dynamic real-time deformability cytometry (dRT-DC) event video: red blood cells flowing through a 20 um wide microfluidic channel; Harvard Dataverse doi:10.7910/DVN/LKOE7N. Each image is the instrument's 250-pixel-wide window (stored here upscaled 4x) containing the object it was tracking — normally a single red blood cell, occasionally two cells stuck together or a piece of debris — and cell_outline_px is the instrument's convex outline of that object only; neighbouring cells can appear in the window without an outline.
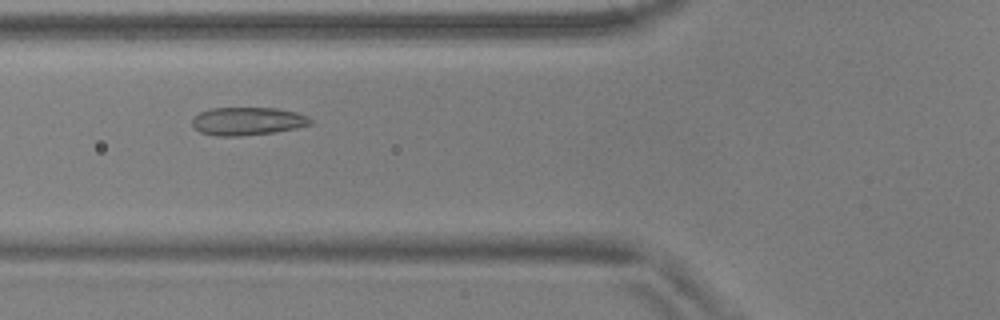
{"species": "common noctule bat (a hibernating species)", "species_latin": "Nyctalus noctula", "temperature_condition": "warm", "stored_images_in_passage": 22, "camera_frame_rate_fps": 3000, "um_per_image_px": 0.085, "animal": {"sex": "male", "body_mass_g": 17.9, "forearm_length_mm": 54.2}, "frame": {"image": 1, "passage_image": 10, "time_ms": 3.0, "image_size_px": [1000, 320], "cell_outline_px": [[312, 124], [296, 128], [276, 132], [240, 136], [216, 136], [200, 132], [192, 124], [192, 120], [200, 112], [212, 108], [276, 108], [296, 112], [308, 116], [312, 120]], "centroid_in_image_um": [21.07, 10.3], "position_along_channel_um": 104.7, "area_um2": 19.31}}
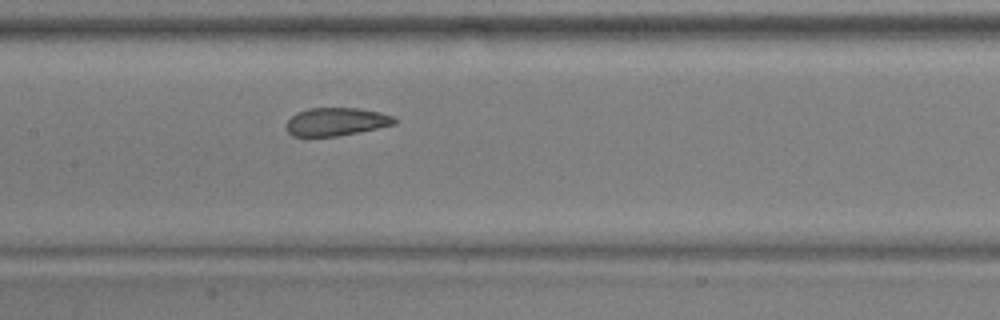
{"frame": {"image": 2, "passage_image": 16, "time_ms": 5.0, "image_size_px": [1000, 320], "cell_outline_px": [[396, 124], [336, 136], [292, 136], [288, 132], [288, 120], [296, 112], [308, 108], [356, 108], [380, 112], [392, 116], [396, 120]], "centroid_in_image_um": [28.56, 10.33], "position_along_channel_um": 178.8, "area_um2": 17.4}}
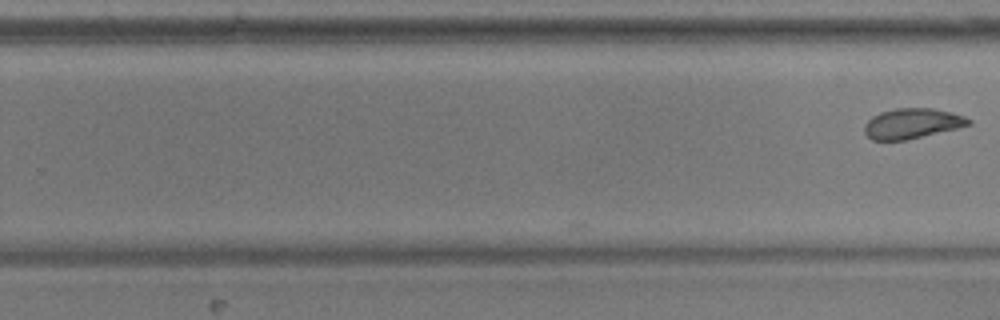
{"frame": {"image": 3, "passage_image": 22, "time_ms": 7.0, "image_size_px": [1000, 320], "cell_outline_px": [[972, 124], [956, 128], [904, 140], [872, 140], [864, 132], [864, 124], [872, 116], [880, 112], [896, 108], [932, 108], [952, 112], [964, 116], [972, 120]], "centroid_in_image_um": [77.51, 10.48], "position_along_channel_um": 252.3, "area_um2": 18.21}}